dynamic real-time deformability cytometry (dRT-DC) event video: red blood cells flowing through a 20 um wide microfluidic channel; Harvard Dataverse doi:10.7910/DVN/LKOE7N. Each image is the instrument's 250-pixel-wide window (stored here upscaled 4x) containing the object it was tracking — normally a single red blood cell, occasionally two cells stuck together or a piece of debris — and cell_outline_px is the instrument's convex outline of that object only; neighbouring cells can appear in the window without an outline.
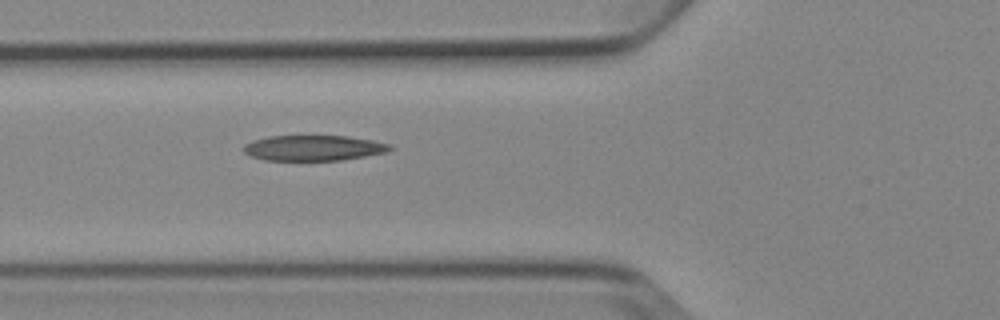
{"species": "Egyptian fruit bat (a non-hibernating species)", "species_latin": "Rousettus aegyptiacus", "temperature_condition": "cold", "stored_images_in_passage": 6, "camera_frame_rate_fps": 3000, "um_per_image_px": 0.085, "animal": {"sex": "female"}, "frame": {"image": 1, "passage_image": 6, "time_ms": 6.0, "image_size_px": [1000, 320], "cell_outline_px": [[392, 148], [384, 152], [364, 156], [340, 160], [264, 160], [252, 156], [244, 152], [244, 144], [252, 140], [268, 136], [348, 136], [372, 140], [388, 144]], "centroid_in_image_um": [26.59, 12.57], "position_along_channel_um": 99.2, "area_um2": 21.44}}